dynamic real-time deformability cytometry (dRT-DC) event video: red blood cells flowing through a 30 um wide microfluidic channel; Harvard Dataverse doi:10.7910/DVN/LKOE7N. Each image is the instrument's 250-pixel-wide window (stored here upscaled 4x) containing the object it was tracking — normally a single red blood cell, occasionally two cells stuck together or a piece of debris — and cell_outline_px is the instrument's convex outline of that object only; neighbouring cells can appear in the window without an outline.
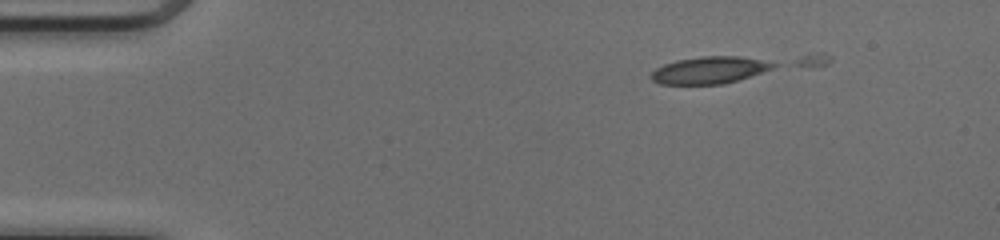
{"species": "common noctule bat (a hibernating species)", "species_latin": "Nyctalus noctula", "temperature_condition": "cold", "stored_images_in_passage": 13, "camera_frame_rate_fps": 3000, "um_per_image_px": 0.085, "animal": {"sex": "female", "body_mass_g": 17.0, "forearm_length_mm": 48.0}, "frame": {"image": 1, "passage_image": 1, "time_ms": 0.0, "image_size_px": [1000, 240], "cell_outline_px": [[780, 64], [772, 68], [724, 84], [660, 84], [652, 80], [648, 76], [656, 68], [664, 64], [676, 60], [700, 56], [740, 56]], "centroid_in_image_um": [60.24, 5.96], "position_along_channel_um": 24.8, "area_um2": 19.07}}
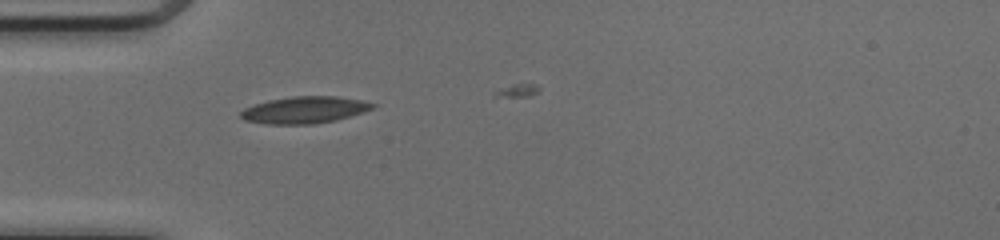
{"frame": {"image": 2, "passage_image": 9, "time_ms": 2.667, "image_size_px": [1000, 240], "cell_outline_px": [[376, 104], [372, 108], [336, 120], [312, 124], [264, 124], [244, 120], [240, 116], [240, 112], [244, 108], [268, 100], [292, 96], [336, 96], [364, 100]], "centroid_in_image_um": [25.84, 9.34], "position_along_channel_um": 59.2, "area_um2": 20.52}}
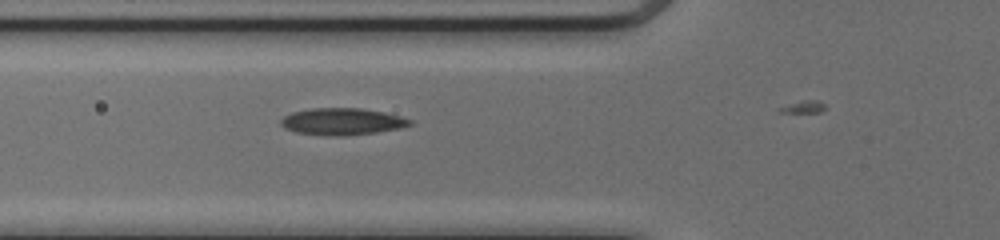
{"frame": {"image": 3, "passage_image": 12, "time_ms": 3.667, "image_size_px": [1000, 240], "cell_outline_px": [[412, 124], [400, 128], [376, 132], [348, 136], [328, 136], [296, 132], [284, 128], [280, 124], [280, 120], [284, 116], [292, 112], [312, 108], [360, 108], [384, 112], [400, 116], [412, 120]], "centroid_in_image_um": [29.06, 10.33], "position_along_channel_um": 96.7, "area_um2": 20.29}}